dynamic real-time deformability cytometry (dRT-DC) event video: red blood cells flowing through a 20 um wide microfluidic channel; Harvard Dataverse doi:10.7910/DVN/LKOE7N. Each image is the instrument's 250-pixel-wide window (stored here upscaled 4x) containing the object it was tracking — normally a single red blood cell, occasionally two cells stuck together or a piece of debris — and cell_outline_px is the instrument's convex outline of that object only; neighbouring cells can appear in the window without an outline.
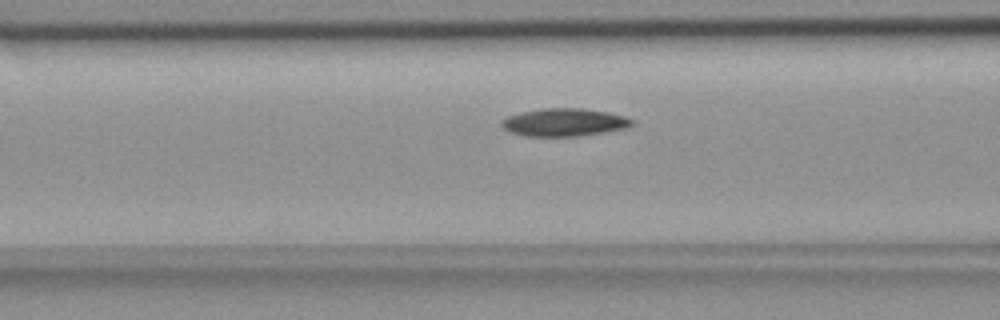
{"species": "common noctule bat (a hibernating species)", "species_latin": "Nyctalus noctula", "temperature_condition": "room temperature", "stored_images_in_passage": 48, "camera_frame_rate_fps": 3000, "um_per_image_px": 0.085, "animal": {"sex": "female", "body_mass_g": 18.4}, "frame": {"image": 1, "passage_image": 15, "time_ms": 4.667, "image_size_px": [1000, 320], "cell_outline_px": [[632, 124], [628, 128], [580, 136], [524, 136], [508, 132], [500, 124], [500, 120], [508, 116], [520, 112], [540, 108], [580, 108], [608, 112], [624, 116], [632, 120]], "centroid_in_image_um": [47.91, 10.4], "position_along_channel_um": 118.7, "area_um2": 21.27}}
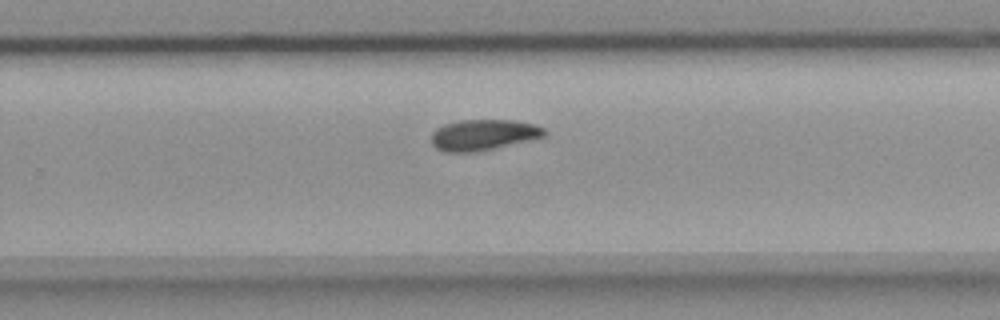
{"frame": {"image": 2, "passage_image": 29, "time_ms": 9.333, "image_size_px": [1000, 320], "cell_outline_px": [[548, 132], [544, 136], [496, 148], [476, 152], [444, 152], [436, 148], [432, 144], [432, 132], [436, 128], [444, 124], [460, 120], [516, 120], [536, 124], [544, 128]], "centroid_in_image_um": [41.09, 11.46], "position_along_channel_um": 288.7, "area_um2": 20.46}}
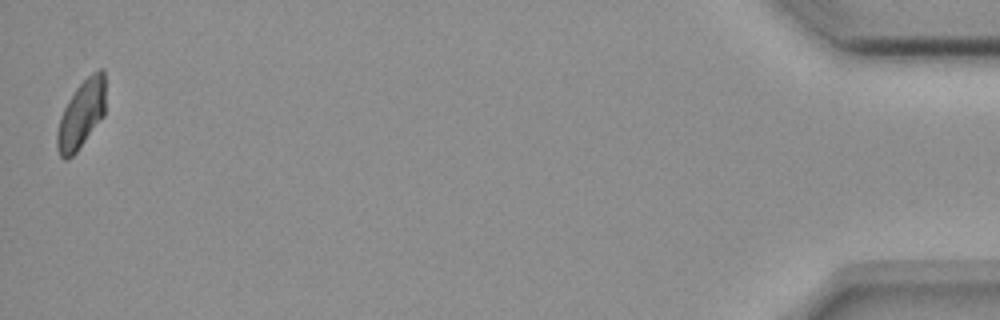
{"frame": {"image": 3, "passage_image": 48, "time_ms": 15.667, "image_size_px": [1000, 320], "cell_outline_px": [[104, 116], [76, 152], [68, 160], [64, 160], [60, 156], [56, 148], [56, 132], [60, 116], [68, 100], [76, 88], [92, 72], [100, 68], [104, 68]], "centroid_in_image_um": [6.89, 9.74], "position_along_channel_um": 428.3, "area_um2": 19.19}, "authors_computed_cell_mechanics": {"area_um2": 20.5479, "velocity_mm_per_s": 3.6499, "shape_relaxation_time_tau1_ms": 3.6236, "shape_relaxation_time_tau2_ms": null, "deformation_change_tau1": 0.1216, "deformation_change_tau2": null}}